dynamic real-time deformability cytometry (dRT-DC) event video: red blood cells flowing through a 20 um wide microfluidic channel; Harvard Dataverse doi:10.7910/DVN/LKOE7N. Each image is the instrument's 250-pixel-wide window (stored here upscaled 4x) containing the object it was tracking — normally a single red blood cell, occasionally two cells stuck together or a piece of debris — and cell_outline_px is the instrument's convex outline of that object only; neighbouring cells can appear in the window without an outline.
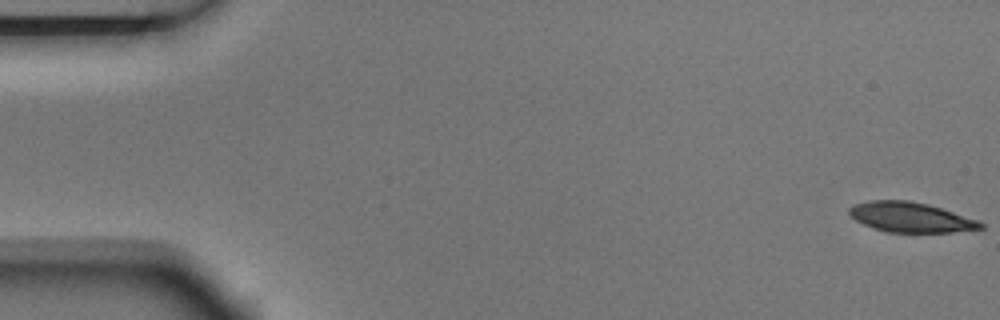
{"species": "Egyptian fruit bat (a non-hibernating species)", "species_latin": "Rousettus aegyptiacus", "temperature_condition": "room temperature", "stored_images_in_passage": 6, "camera_frame_rate_fps": 3000, "um_per_image_px": 0.085, "animal": {"sex": "male"}, "frame": {"image": 1, "passage_image": 1, "time_ms": 0.0, "image_size_px": [1000, 320], "cell_outline_px": [[984, 228], [952, 232], [888, 232], [872, 228], [856, 220], [848, 212], [848, 208], [852, 204], [868, 200], [908, 200], [928, 204], [980, 220], [984, 224]], "centroid_in_image_um": [77.4, 18.46], "position_along_channel_um": 7.6, "area_um2": 23.06}}
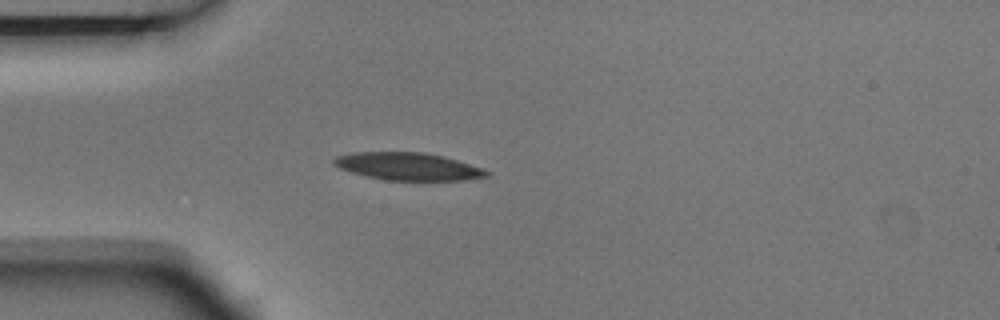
{"frame": {"image": 2, "passage_image": 5, "time_ms": 1.333, "image_size_px": [1000, 320], "cell_outline_px": [[492, 176], [464, 180], [384, 180], [364, 176], [340, 168], [332, 164], [332, 160], [336, 156], [352, 152], [424, 152], [444, 156], [484, 168], [492, 172]], "centroid_in_image_um": [34.72, 14.14], "position_along_channel_um": 50.3, "area_um2": 24.85}}